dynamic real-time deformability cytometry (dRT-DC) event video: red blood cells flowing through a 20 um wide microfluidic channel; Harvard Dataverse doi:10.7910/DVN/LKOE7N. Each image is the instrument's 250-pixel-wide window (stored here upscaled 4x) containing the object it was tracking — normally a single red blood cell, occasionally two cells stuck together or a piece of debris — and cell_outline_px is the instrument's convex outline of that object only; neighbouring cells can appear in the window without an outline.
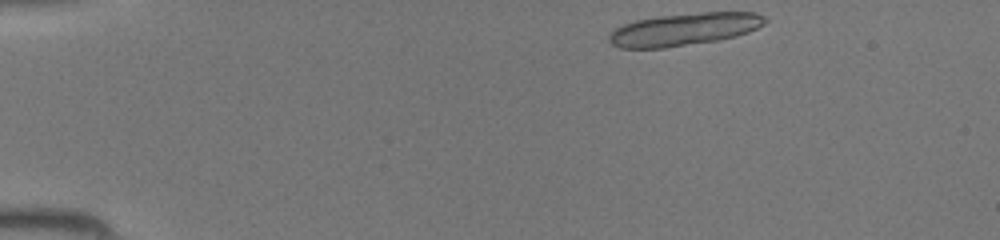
{"species": "common noctule bat (a hibernating species)", "species_latin": "Nyctalus noctula", "temperature_condition": "room temperature", "stored_images_in_passage": 11, "camera_frame_rate_fps": 3000, "um_per_image_px": 0.085, "animal": {"sex": "female", "body_mass_g": 19.5, "forearm_length_mm": 54.1}, "frame": {"image": 1, "passage_image": 1, "time_ms": 0.0, "image_size_px": [1000, 240], "cell_outline_px": [[768, 20], [764, 24], [748, 32], [736, 36], [720, 40], [664, 48], [620, 48], [612, 44], [608, 40], [608, 36], [616, 28], [624, 24], [636, 20], [656, 16], [704, 12], [756, 12], [764, 16]], "centroid_in_image_um": [58.17, 2.49], "position_along_channel_um": 26.8, "area_um2": 29.59}}